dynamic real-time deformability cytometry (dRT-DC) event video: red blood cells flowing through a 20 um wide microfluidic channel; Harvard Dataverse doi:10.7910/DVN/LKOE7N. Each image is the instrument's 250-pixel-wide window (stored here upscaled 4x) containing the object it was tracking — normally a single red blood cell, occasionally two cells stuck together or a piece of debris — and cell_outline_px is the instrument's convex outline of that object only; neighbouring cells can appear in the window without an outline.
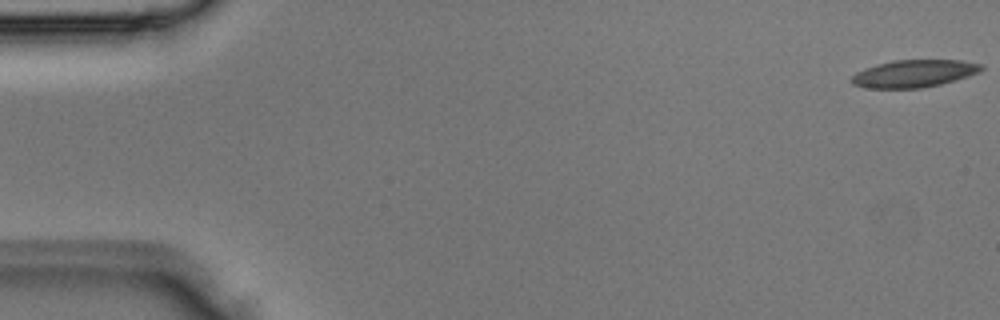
{"species": "Egyptian fruit bat (a non-hibernating species)", "species_latin": "Rousettus aegyptiacus", "temperature_condition": "room temperature", "stored_images_in_passage": 5, "camera_frame_rate_fps": 3000, "um_per_image_px": 0.085, "animal": {"sex": "male"}, "frame": {"image": 1, "passage_image": 1, "time_ms": 0.0, "image_size_px": [1000, 320], "cell_outline_px": [[984, 68], [980, 72], [968, 76], [940, 84], [920, 88], [864, 88], [852, 84], [848, 80], [856, 72], [864, 68], [876, 64], [892, 60], [964, 60], [984, 64]], "centroid_in_image_um": [77.67, 6.24], "position_along_channel_um": 7.3, "area_um2": 20.98}}